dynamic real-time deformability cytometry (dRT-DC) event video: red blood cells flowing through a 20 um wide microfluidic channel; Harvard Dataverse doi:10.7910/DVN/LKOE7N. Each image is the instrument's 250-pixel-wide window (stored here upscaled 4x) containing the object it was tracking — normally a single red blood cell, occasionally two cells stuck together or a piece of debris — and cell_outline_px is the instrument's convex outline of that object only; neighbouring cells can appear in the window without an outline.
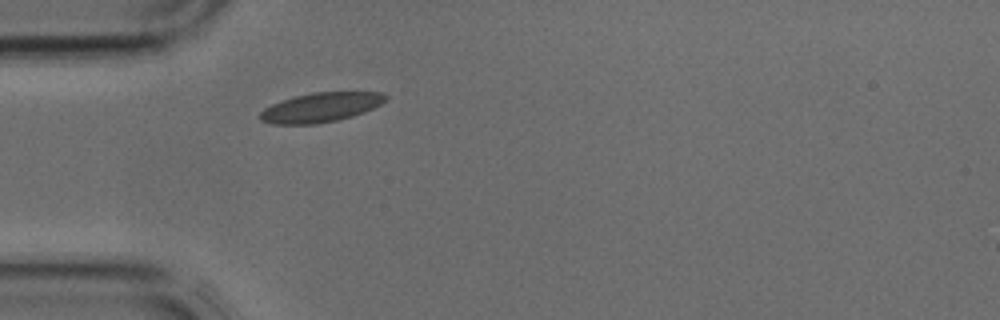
{"species": "common noctule bat (a hibernating species)", "species_latin": "Nyctalus noctula", "temperature_condition": "cold", "stored_images_in_passage": 31, "camera_frame_rate_fps": 3000, "um_per_image_px": 0.085, "animal": {"sex": "male", "body_mass_g": 17.9, "forearm_length_mm": 54.2}, "frame": {"image": 1, "passage_image": 1, "time_ms": 0.0, "image_size_px": [1000, 320], "cell_outline_px": [[388, 96], [380, 104], [364, 112], [352, 116], [336, 120], [316, 124], [272, 124], [260, 120], [260, 112], [264, 108], [272, 104], [296, 96], [312, 92], [384, 92]], "centroid_in_image_um": [27.26, 9.13], "position_along_channel_um": 57.7, "area_um2": 21.33}}
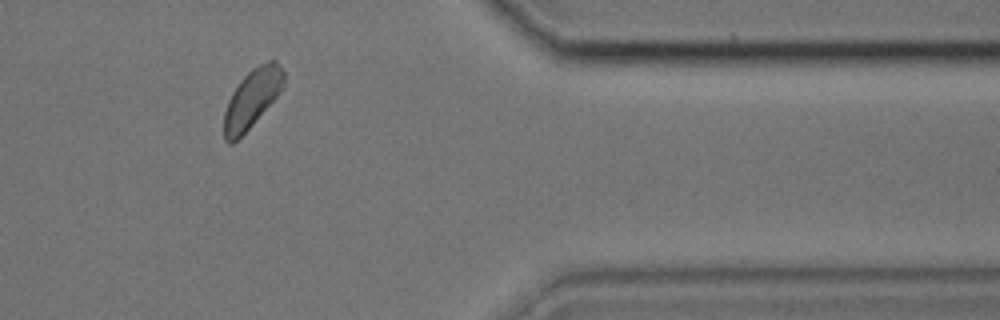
{"frame": {"image": 2, "passage_image": 24, "time_ms": 7.667, "image_size_px": [1000, 320], "cell_outline_px": [[284, 84], [280, 92], [252, 124], [232, 144], [228, 144], [224, 140], [224, 112], [228, 100], [232, 92], [240, 80], [252, 68], [268, 60], [276, 60], [284, 72]], "centroid_in_image_um": [21.4, 8.35], "position_along_channel_um": 390.0, "area_um2": 20.11}}
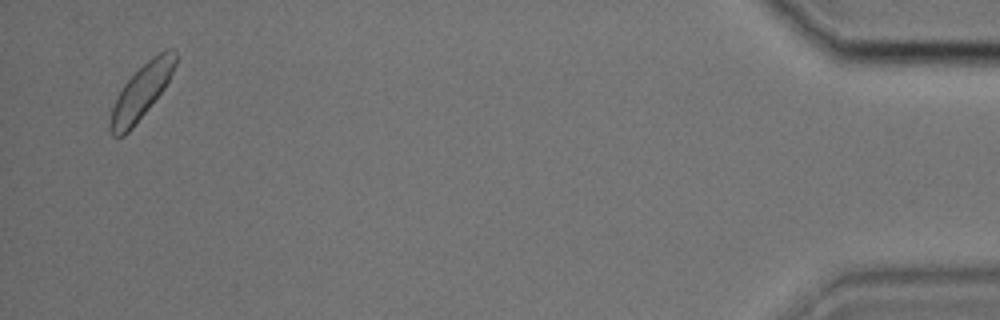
{"frame": {"image": 3, "passage_image": 30, "time_ms": 9.667, "image_size_px": [1000, 320], "cell_outline_px": [[176, 64], [164, 88], [132, 128], [124, 136], [112, 136], [108, 128], [108, 124], [112, 108], [124, 84], [152, 56], [164, 48], [172, 48], [176, 52]], "centroid_in_image_um": [12.01, 7.79], "position_along_channel_um": 423.2, "area_um2": 20.23}}